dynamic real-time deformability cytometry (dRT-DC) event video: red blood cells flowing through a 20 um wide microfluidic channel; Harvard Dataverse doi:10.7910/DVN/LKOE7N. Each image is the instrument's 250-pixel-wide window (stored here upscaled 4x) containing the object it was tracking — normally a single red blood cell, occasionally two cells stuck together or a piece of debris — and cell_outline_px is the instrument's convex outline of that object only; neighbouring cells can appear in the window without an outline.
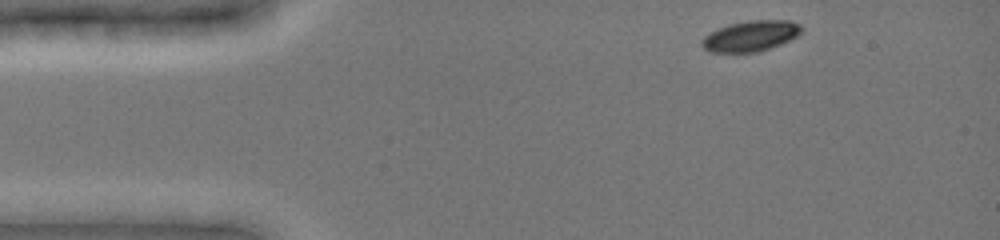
{"species": "common noctule bat (a hibernating species)", "species_latin": "Nyctalus noctula", "temperature_condition": "cold", "stored_images_in_passage": 17, "camera_frame_rate_fps": 3000, "um_per_image_px": 0.085, "animal": {"sex": "female", "body_mass_g": 19.0, "forearm_length_mm": 51.5}, "frame": {"image": 1, "passage_image": 1, "time_ms": 0.0, "image_size_px": [1000, 240], "cell_outline_px": [[804, 28], [796, 36], [780, 44], [756, 52], [708, 52], [700, 44], [700, 40], [704, 36], [728, 24], [748, 20], [788, 20], [800, 24]], "centroid_in_image_um": [63.78, 3.05], "position_along_channel_um": 21.2, "area_um2": 17.69}}
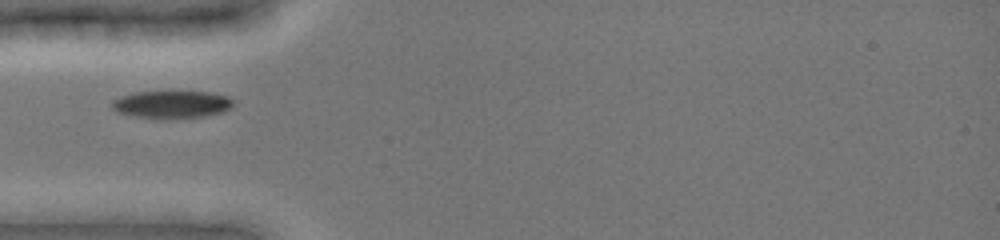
{"frame": {"image": 2, "passage_image": 12, "time_ms": 3.0, "image_size_px": [1000, 240], "cell_outline_px": [[232, 104], [224, 112], [204, 116], [172, 120], [156, 120], [132, 116], [116, 112], [112, 108], [112, 100], [120, 96], [136, 92], [208, 92], [228, 96], [232, 100]], "centroid_in_image_um": [14.54, 8.91], "position_along_channel_um": 70.5, "area_um2": 19.88}}
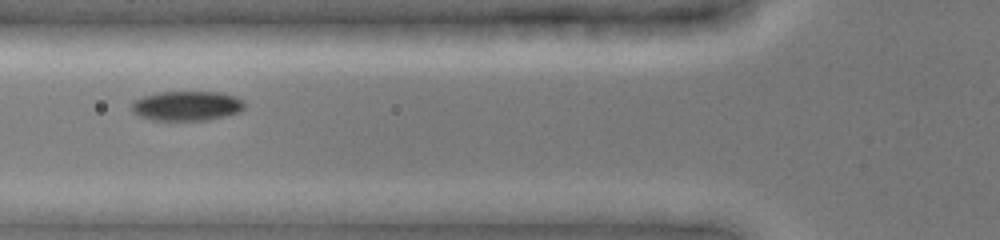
{"frame": {"image": 3, "passage_image": 16, "time_ms": 4.0, "image_size_px": [1000, 240], "cell_outline_px": [[244, 108], [240, 112], [208, 120], [156, 120], [140, 116], [132, 112], [132, 100], [144, 96], [160, 92], [216, 92], [236, 96], [244, 100]], "centroid_in_image_um": [15.89, 8.99], "position_along_channel_um": 109.9, "area_um2": 19.48}}